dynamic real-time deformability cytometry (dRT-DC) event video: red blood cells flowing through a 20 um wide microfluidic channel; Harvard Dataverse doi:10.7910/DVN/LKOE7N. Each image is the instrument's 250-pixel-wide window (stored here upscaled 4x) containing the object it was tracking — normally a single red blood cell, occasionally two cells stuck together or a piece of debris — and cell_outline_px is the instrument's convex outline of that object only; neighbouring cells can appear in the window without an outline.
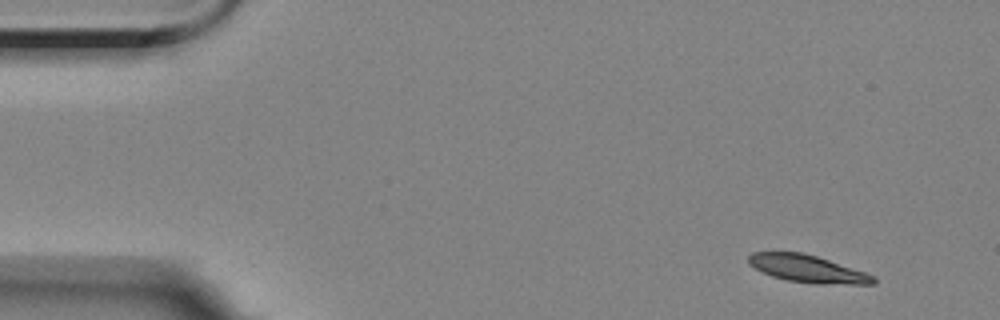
{"species": "Egyptian fruit bat (a non-hibernating species)", "species_latin": "Rousettus aegyptiacus", "temperature_condition": "room temperature", "stored_images_in_passage": 4, "camera_frame_rate_fps": 3000, "um_per_image_px": 0.085, "animal": {"sex": "female"}, "frame": {"image": 1, "passage_image": 1, "time_ms": 0.0, "image_size_px": [1000, 320], "cell_outline_px": [[876, 284], [816, 284], [788, 280], [772, 276], [748, 264], [748, 256], [752, 252], [800, 252], [816, 256], [876, 276]], "centroid_in_image_um": [68.65, 22.85], "position_along_channel_um": 16.4, "area_um2": 19.71}}
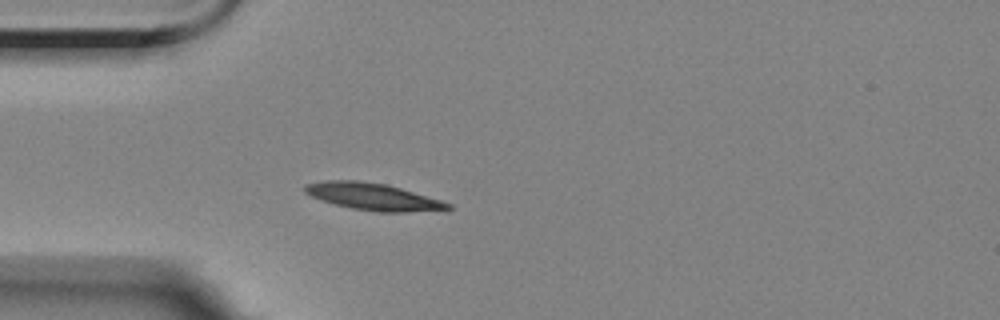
{"frame": {"image": 2, "passage_image": 4, "time_ms": 3.667, "image_size_px": [1000, 320], "cell_outline_px": [[452, 208], [444, 212], [380, 212], [352, 208], [320, 200], [304, 192], [304, 184], [328, 180], [356, 180], [384, 184], [400, 188], [440, 200], [452, 204]], "centroid_in_image_um": [31.78, 16.74], "position_along_channel_um": 53.2, "area_um2": 22.6}}